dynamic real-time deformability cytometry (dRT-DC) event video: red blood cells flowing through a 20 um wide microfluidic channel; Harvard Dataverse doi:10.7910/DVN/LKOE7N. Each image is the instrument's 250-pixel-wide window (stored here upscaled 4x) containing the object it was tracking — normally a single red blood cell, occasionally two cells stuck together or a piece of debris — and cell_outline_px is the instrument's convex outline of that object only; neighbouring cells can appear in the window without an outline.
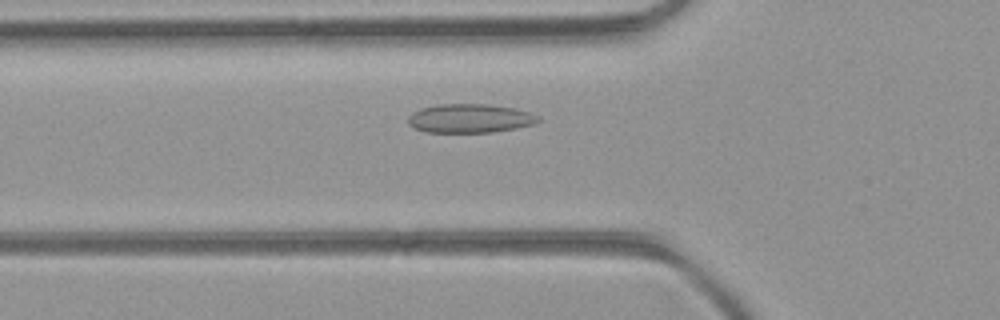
{"species": "common noctule bat (a hibernating species)", "species_latin": "Nyctalus noctula", "temperature_condition": "room temperature", "stored_images_in_passage": 41, "camera_frame_rate_fps": 3000, "um_per_image_px": 0.085, "animal": {"sex": "female", "body_mass_g": 21.9}, "frame": {"image": 1, "passage_image": 9, "time_ms": 2.667, "image_size_px": [1000, 320], "cell_outline_px": [[540, 120], [536, 124], [516, 128], [492, 132], [428, 132], [416, 128], [408, 124], [408, 116], [412, 112], [420, 108], [440, 104], [488, 104], [516, 108], [528, 112], [536, 116]], "centroid_in_image_um": [39.94, 10.05], "position_along_channel_um": 85.9, "area_um2": 21.85}}
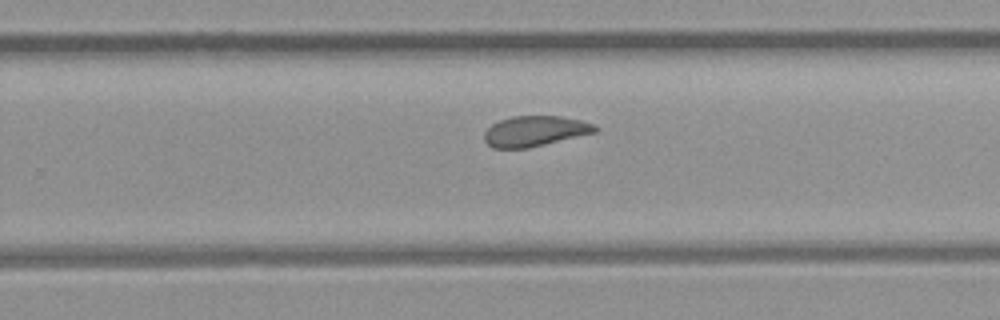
{"frame": {"image": 2, "passage_image": 23, "time_ms": 7.333, "image_size_px": [1000, 320], "cell_outline_px": [[596, 132], [528, 148], [492, 148], [484, 140], [484, 132], [492, 124], [500, 120], [512, 116], [560, 116], [580, 120], [592, 124], [596, 128]], "centroid_in_image_um": [45.42, 11.15], "position_along_channel_um": 284.4, "area_um2": 19.42}}
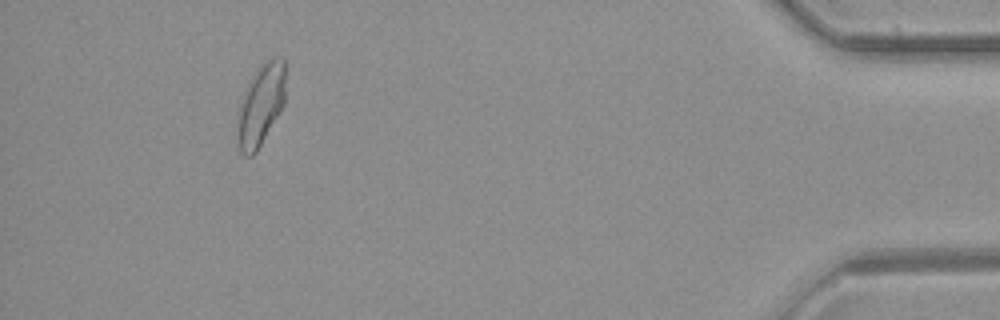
{"frame": {"image": 3, "passage_image": 37, "time_ms": 12.0, "image_size_px": [1000, 320], "cell_outline_px": [[284, 104], [280, 112], [256, 152], [252, 156], [244, 156], [240, 152], [236, 136], [240, 108], [244, 92], [248, 84], [260, 64], [264, 60], [272, 56], [284, 56]], "centroid_in_image_um": [22.17, 8.9], "position_along_channel_um": 413.0, "area_um2": 22.72}, "authors_computed_cell_mechanics": {"area_um2": 21.1548, "velocity_mm_per_s": 4.2334, "shape_relaxation_time_tau1_ms": null, "shape_relaxation_time_tau2_ms": 1.2213, "deformation_change_tau1": null, "deformation_change_tau2": 0.0746}}